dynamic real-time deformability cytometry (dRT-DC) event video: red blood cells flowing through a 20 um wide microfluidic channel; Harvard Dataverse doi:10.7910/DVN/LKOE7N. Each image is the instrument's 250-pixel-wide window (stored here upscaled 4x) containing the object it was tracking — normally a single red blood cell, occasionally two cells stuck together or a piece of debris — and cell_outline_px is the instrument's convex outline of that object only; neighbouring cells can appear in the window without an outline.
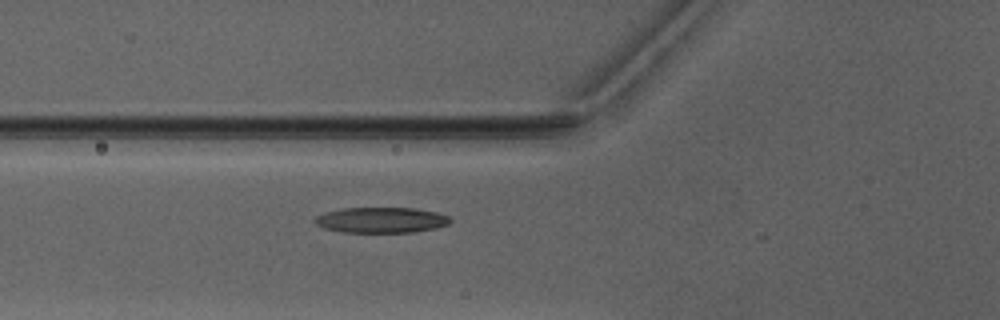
{"species": "Egyptian fruit bat (a non-hibernating species)", "species_latin": "Rousettus aegyptiacus", "temperature_condition": "warm", "stored_images_in_passage": 6, "camera_frame_rate_fps": 3000, "um_per_image_px": 0.085, "animal": {"sex": "male"}, "frame": {"image": 1, "passage_image": 6, "time_ms": 5.667, "image_size_px": [1000, 320], "cell_outline_px": [[452, 220], [448, 224], [436, 228], [412, 232], [344, 232], [324, 228], [316, 224], [312, 220], [316, 216], [328, 212], [344, 208], [416, 208], [436, 212], [448, 216]], "centroid_in_image_um": [32.41, 18.7], "position_along_channel_um": 93.4, "area_um2": 20.06}}